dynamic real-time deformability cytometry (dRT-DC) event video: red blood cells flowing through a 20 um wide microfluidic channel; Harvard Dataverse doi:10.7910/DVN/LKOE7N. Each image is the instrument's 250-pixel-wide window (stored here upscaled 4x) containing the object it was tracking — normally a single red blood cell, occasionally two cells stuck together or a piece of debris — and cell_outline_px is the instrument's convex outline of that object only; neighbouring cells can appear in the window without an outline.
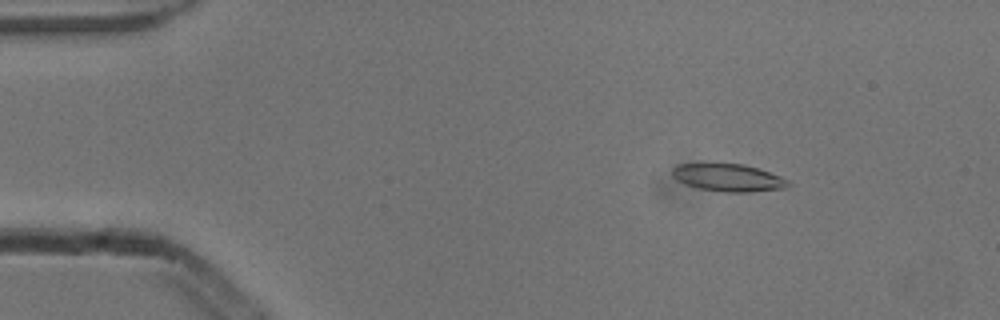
{"species": "common noctule bat (a hibernating species)", "species_latin": "Nyctalus noctula", "temperature_condition": "cold", "stored_images_in_passage": 53, "camera_frame_rate_fps": 3000, "um_per_image_px": 0.085, "animal": {"sex": "male", "body_mass_g": 13.3}, "frame": {"image": 1, "passage_image": 7, "time_ms": 2.0, "image_size_px": [1000, 320], "cell_outline_px": [[792, 184], [788, 188], [752, 192], [724, 192], [700, 188], [684, 184], [676, 180], [672, 176], [672, 168], [676, 164], [744, 164], [780, 176], [788, 180]], "centroid_in_image_um": [61.91, 15.11], "position_along_channel_um": 23.1, "area_um2": 18.61}}
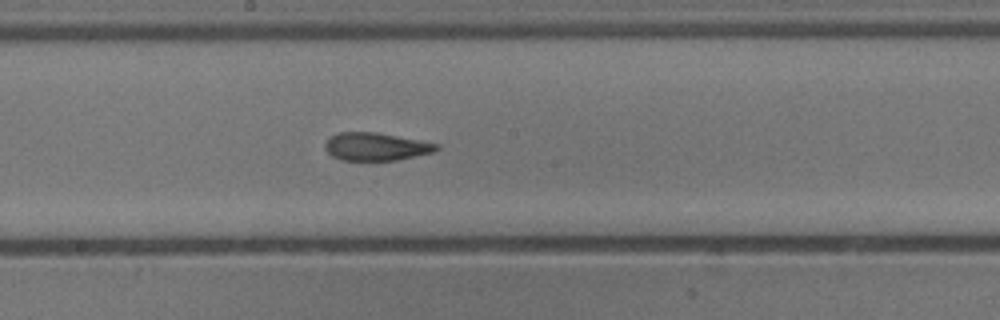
{"frame": {"image": 2, "passage_image": 28, "time_ms": 9.0, "image_size_px": [1000, 320], "cell_outline_px": [[440, 148], [436, 152], [396, 160], [340, 160], [332, 156], [324, 148], [324, 144], [328, 136], [340, 132], [376, 132], [440, 144]], "centroid_in_image_um": [31.95, 12.46], "position_along_channel_um": 216.3, "area_um2": 18.26}}
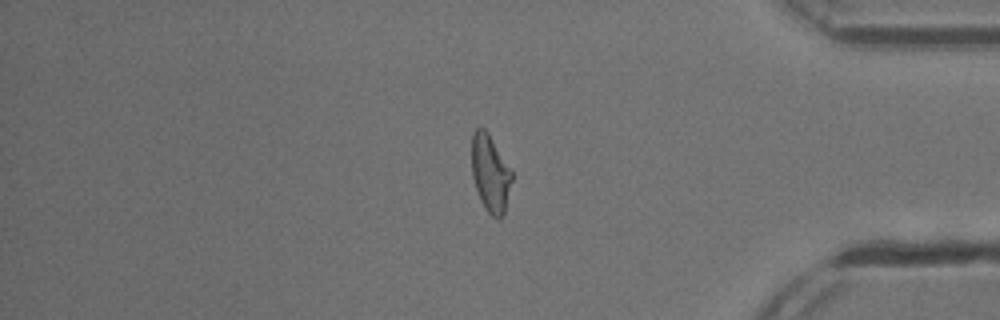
{"frame": {"image": 3, "passage_image": 44, "time_ms": 14.333, "image_size_px": [1000, 320], "cell_outline_px": [[512, 180], [504, 212], [500, 220], [496, 220], [484, 208], [480, 200], [472, 176], [472, 132], [476, 128], [484, 128], [488, 132], [512, 172]], "centroid_in_image_um": [41.66, 14.75], "position_along_channel_um": 393.5, "area_um2": 17.98}, "authors_computed_cell_mechanics": {"area_um2": 18.7272, "velocity_mm_per_s": 3.8573, "shape_relaxation_time_tau1_ms": 5.7373, "shape_relaxation_time_tau2_ms": 2.6805, "deformation_change_tau1": 0.2007, "deformation_change_tau2": 0.1016}}